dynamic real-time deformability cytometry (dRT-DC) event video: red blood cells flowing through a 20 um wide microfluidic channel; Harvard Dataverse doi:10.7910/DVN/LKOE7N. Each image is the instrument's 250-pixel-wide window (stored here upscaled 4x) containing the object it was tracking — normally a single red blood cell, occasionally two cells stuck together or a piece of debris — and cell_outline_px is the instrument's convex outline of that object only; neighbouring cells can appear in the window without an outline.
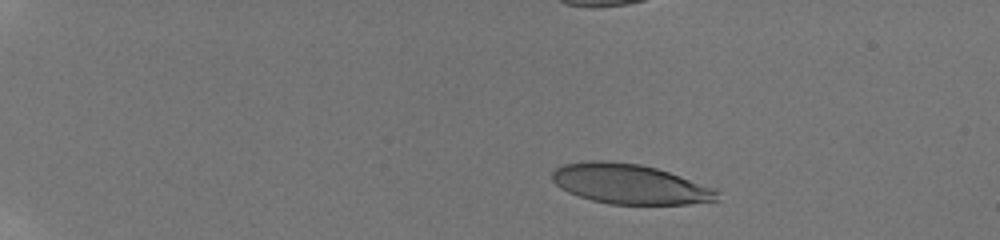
{"species": "human", "species_latin": "Homo sapiens", "temperature_condition": "room temperature", "stored_images_in_passage": 15, "camera_frame_rate_fps": 3000, "um_per_image_px": 0.085, "donor": {"sex": "male"}, "frame": {"image": 1, "passage_image": 1, "time_ms": 0.0, "image_size_px": [1000, 240], "cell_outline_px": [[720, 200], [688, 204], [608, 204], [592, 200], [568, 192], [556, 184], [552, 180], [552, 172], [556, 168], [564, 164], [592, 160], [608, 160], [640, 164], [656, 168], [680, 176], [712, 188], [716, 192]], "centroid_in_image_um": [53.49, 15.64], "position_along_channel_um": 31.5, "area_um2": 38.03}}